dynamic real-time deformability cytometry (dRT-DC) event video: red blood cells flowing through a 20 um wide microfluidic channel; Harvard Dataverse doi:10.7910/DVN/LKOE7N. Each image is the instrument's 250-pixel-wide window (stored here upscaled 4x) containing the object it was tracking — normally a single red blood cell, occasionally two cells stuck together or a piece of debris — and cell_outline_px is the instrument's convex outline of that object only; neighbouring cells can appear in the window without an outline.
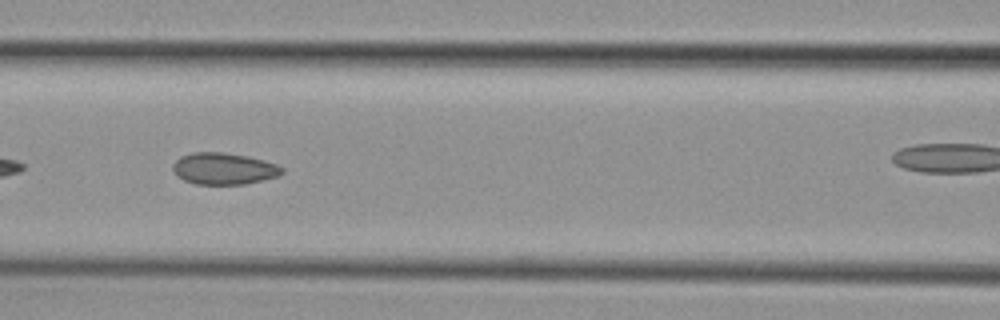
{"species": "common noctule bat (a hibernating species)", "species_latin": "Nyctalus noctula", "temperature_condition": "cold", "stored_images_in_passage": 9, "camera_frame_rate_fps": 3000, "um_per_image_px": 0.085, "animal": {"sex": "female", "body_mass_g": 29.2, "forearm_length_mm": 56.3}, "frame": {"image": 1, "passage_image": 6, "time_ms": 5.667, "image_size_px": [1000, 320], "cell_outline_px": [[284, 172], [280, 176], [244, 184], [196, 184], [184, 180], [176, 176], [172, 168], [172, 164], [180, 156], [192, 152], [224, 152], [248, 156], [264, 160], [276, 164], [284, 168]], "centroid_in_image_um": [19.02, 14.33], "position_along_channel_um": 147.6, "area_um2": 20.35}}
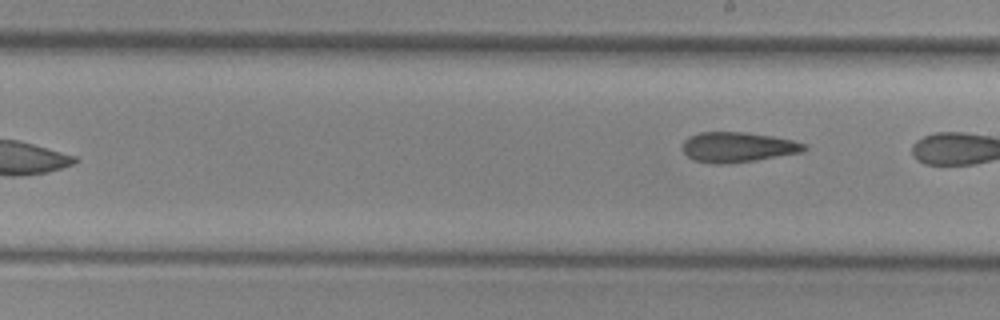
{"frame": {"image": 2, "passage_image": 9, "time_ms": 9.333, "image_size_px": [1000, 320], "cell_outline_px": [[808, 148], [800, 152], [756, 160], [724, 164], [716, 164], [692, 160], [684, 152], [684, 140], [688, 136], [700, 132], [744, 132], [772, 136], [792, 140], [808, 144]], "centroid_in_image_um": [62.7, 12.5], "position_along_channel_um": 226.3, "area_um2": 21.27}}